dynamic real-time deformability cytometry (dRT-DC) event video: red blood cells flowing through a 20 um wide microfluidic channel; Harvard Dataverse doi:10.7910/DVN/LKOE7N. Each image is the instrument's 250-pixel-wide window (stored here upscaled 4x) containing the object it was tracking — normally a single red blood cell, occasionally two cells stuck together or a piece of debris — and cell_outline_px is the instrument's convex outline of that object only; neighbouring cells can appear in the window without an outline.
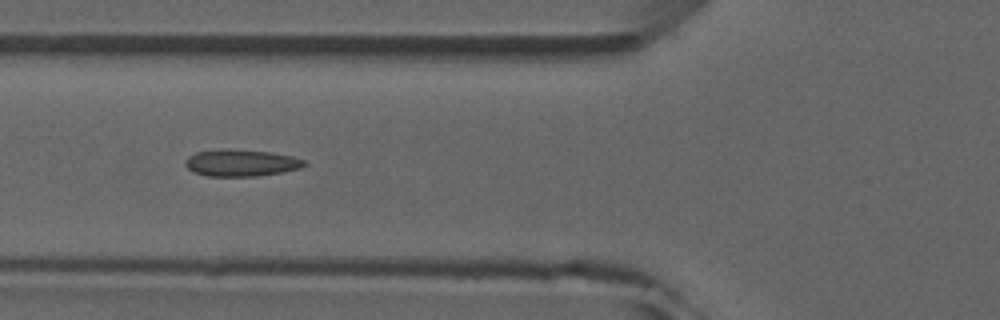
{"species": "common noctule bat (a hibernating species)", "species_latin": "Nyctalus noctula", "temperature_condition": "room temperature", "stored_images_in_passage": 7, "camera_frame_rate_fps": 3000, "um_per_image_px": 0.085, "animal": {"sex": "male", "forearm_length_mm": 52.5}, "frame": {"image": 1, "passage_image": 5, "time_ms": 4.667, "image_size_px": [1000, 320], "cell_outline_px": [[308, 164], [300, 168], [280, 172], [256, 176], [208, 176], [196, 172], [188, 168], [184, 164], [184, 160], [188, 156], [196, 152], [268, 152], [292, 156], [304, 160]], "centroid_in_image_um": [20.53, 13.89], "position_along_channel_um": 105.3, "area_um2": 17.46}}
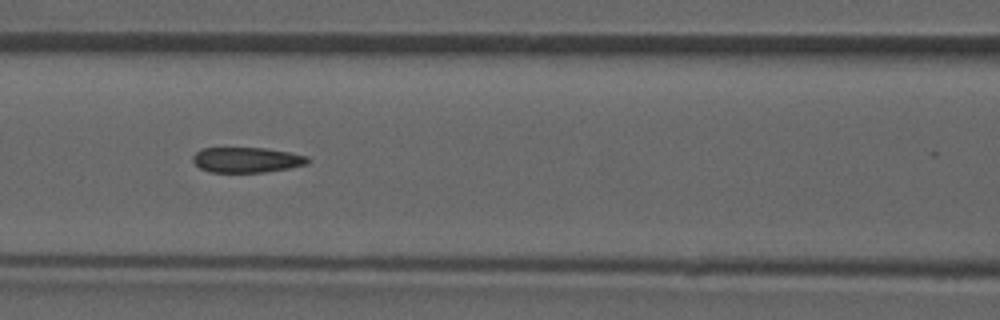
{"frame": {"image": 2, "passage_image": 6, "time_ms": 5.667, "image_size_px": [1000, 320], "cell_outline_px": [[308, 164], [288, 168], [264, 172], [208, 172], [200, 168], [192, 160], [192, 156], [200, 148], [264, 148], [288, 152], [308, 156]], "centroid_in_image_um": [20.94, 13.59], "position_along_channel_um": 145.7, "area_um2": 16.88}}